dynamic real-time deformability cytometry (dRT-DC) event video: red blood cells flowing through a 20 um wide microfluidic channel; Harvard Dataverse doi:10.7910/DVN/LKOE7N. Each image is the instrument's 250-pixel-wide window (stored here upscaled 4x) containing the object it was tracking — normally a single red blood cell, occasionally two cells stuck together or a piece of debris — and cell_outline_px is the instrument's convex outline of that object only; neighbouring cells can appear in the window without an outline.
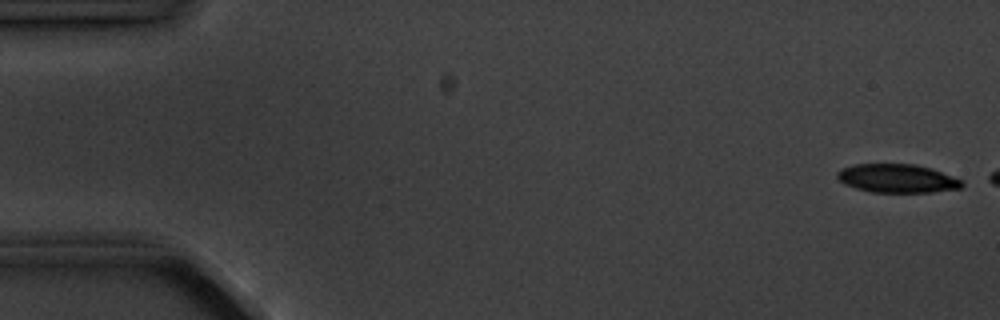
{"species": "common noctule bat (a hibernating species)", "species_latin": "Nyctalus noctula", "temperature_condition": "cold", "stored_images_in_passage": 3, "camera_frame_rate_fps": 3000, "um_per_image_px": 0.085, "animal": {"sex": "male", "body_mass_g": 20.1, "forearm_length_mm": 53.5}, "frame": {"image": 1, "passage_image": 1, "time_ms": 0.0, "image_size_px": [1000, 320], "cell_outline_px": [[964, 184], [960, 188], [932, 192], [872, 192], [856, 188], [844, 184], [836, 176], [836, 172], [840, 168], [856, 164], [916, 164], [932, 168], [964, 180]], "centroid_in_image_um": [76.28, 15.16], "position_along_channel_um": 8.7, "area_um2": 20.92}}